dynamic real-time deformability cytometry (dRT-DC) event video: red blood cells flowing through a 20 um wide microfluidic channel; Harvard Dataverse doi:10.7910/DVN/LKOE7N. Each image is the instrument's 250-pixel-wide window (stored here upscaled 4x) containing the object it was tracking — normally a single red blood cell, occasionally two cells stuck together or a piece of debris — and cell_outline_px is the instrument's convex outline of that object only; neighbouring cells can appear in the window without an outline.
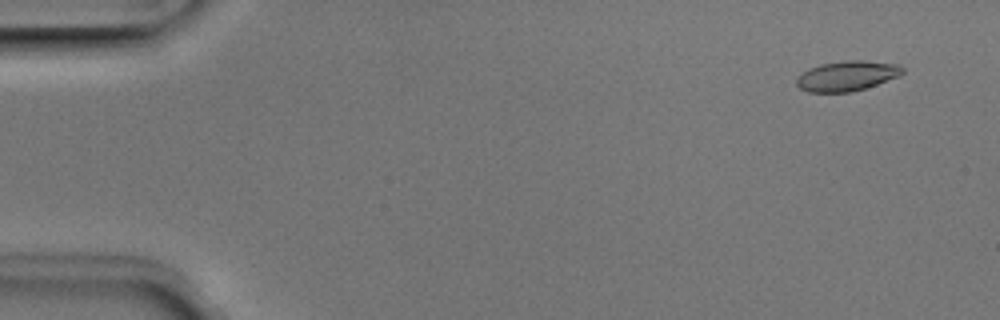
{"species": "Egyptian fruit bat (a non-hibernating species)", "species_latin": "Rousettus aegyptiacus", "temperature_condition": "room temperature", "stored_images_in_passage": 6, "camera_frame_rate_fps": 3000, "um_per_image_px": 0.085, "animal": {"sex": "male"}, "frame": {"image": 1, "passage_image": 1, "time_ms": 0.0, "image_size_px": [1000, 320], "cell_outline_px": [[904, 72], [900, 76], [852, 92], [808, 92], [800, 88], [796, 84], [796, 80], [808, 68], [820, 64], [844, 60], [864, 60], [900, 64], [904, 68]], "centroid_in_image_um": [72.02, 6.44], "position_along_channel_um": 13.0, "area_um2": 18.61}}
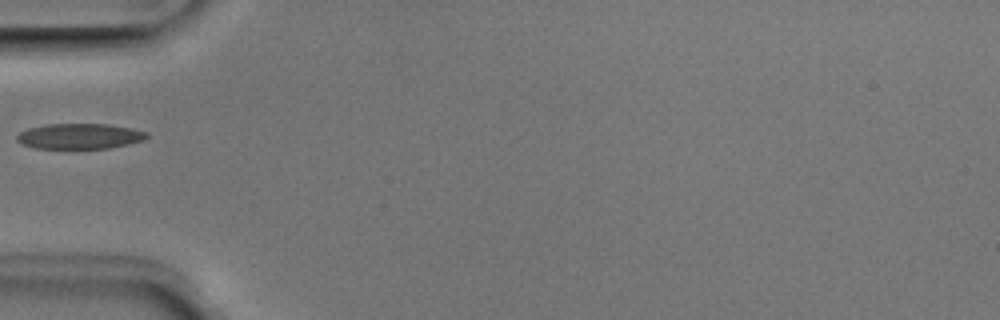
{"frame": {"image": 2, "passage_image": 5, "time_ms": 1.333, "image_size_px": [1000, 320], "cell_outline_px": [[148, 136], [144, 140], [128, 144], [108, 148], [36, 148], [24, 144], [16, 140], [16, 136], [20, 132], [28, 128], [44, 124], [108, 124], [132, 128], [148, 132]], "centroid_in_image_um": [6.78, 11.57], "position_along_channel_um": 78.2, "area_um2": 19.19}}
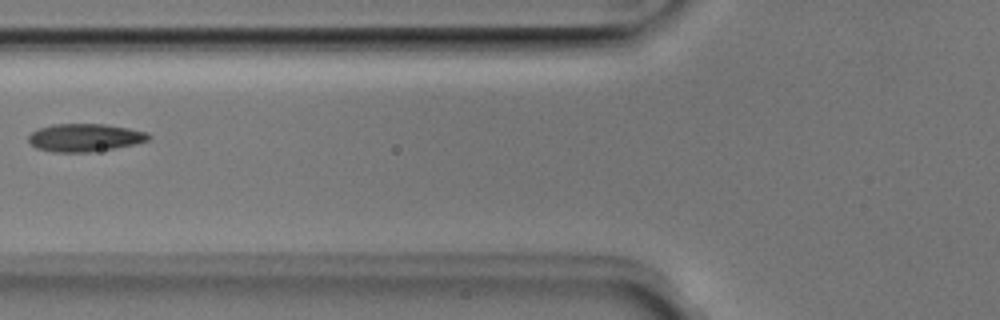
{"frame": {"image": 3, "passage_image": 6, "time_ms": 1.667, "image_size_px": [1000, 320], "cell_outline_px": [[152, 136], [148, 140], [132, 144], [92, 152], [52, 152], [36, 148], [28, 140], [28, 136], [36, 128], [52, 124], [104, 124], [128, 128], [148, 132]], "centroid_in_image_um": [7.17, 11.69], "position_along_channel_um": 118.6, "area_um2": 19.48}}